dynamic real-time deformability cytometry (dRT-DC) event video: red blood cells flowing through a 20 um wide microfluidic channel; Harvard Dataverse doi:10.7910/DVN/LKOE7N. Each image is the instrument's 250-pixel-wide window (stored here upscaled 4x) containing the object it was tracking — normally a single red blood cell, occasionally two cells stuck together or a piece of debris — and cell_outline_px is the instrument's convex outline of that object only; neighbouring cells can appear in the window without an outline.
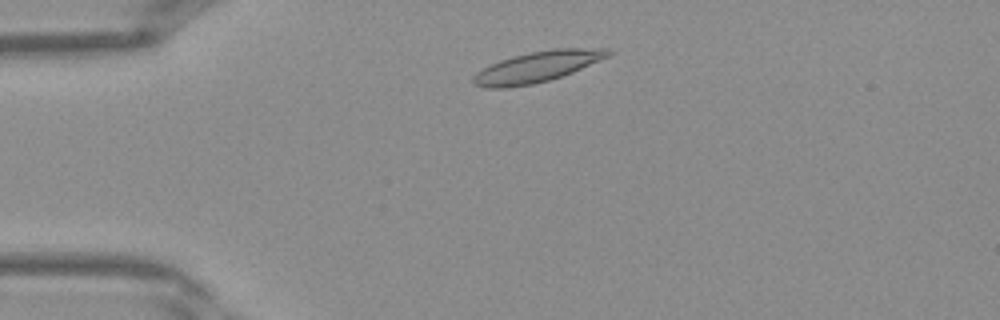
{"species": "Egyptian fruit bat (a non-hibernating species)", "species_latin": "Rousettus aegyptiacus", "temperature_condition": "warm", "stored_images_in_passage": 35, "camera_frame_rate_fps": 3000, "um_per_image_px": 0.085, "frame": {"image": 1, "passage_image": 4, "time_ms": 1.0, "image_size_px": [1000, 320], "cell_outline_px": [[616, 52], [608, 56], [572, 72], [548, 80], [532, 84], [508, 88], [488, 88], [472, 84], [472, 76], [476, 72], [500, 60], [512, 56], [532, 52], [556, 48], [608, 48]], "centroid_in_image_um": [45.65, 5.68], "position_along_channel_um": 39.4, "area_um2": 23.99}}
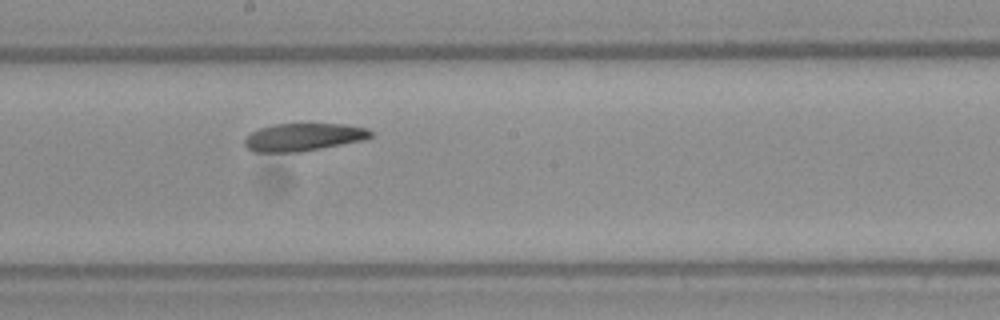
{"frame": {"image": 2, "passage_image": 17, "time_ms": 5.333, "image_size_px": [1000, 320], "cell_outline_px": [[372, 136], [364, 140], [300, 152], [252, 152], [244, 144], [244, 140], [252, 132], [260, 128], [272, 124], [344, 124], [368, 128], [372, 132]], "centroid_in_image_um": [25.8, 11.65], "position_along_channel_um": 222.4, "area_um2": 20.35}}
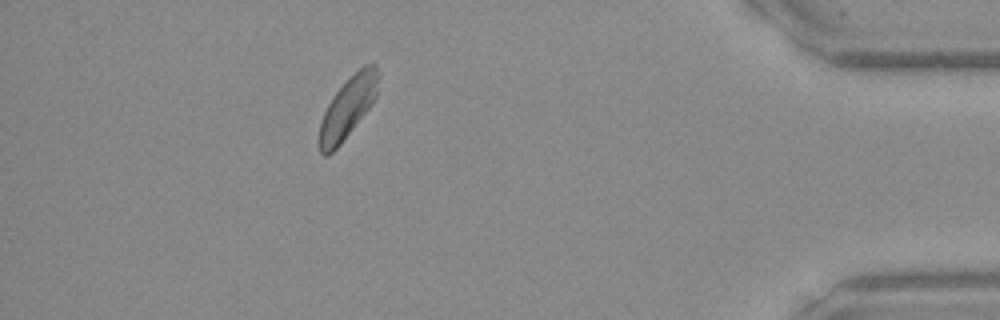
{"frame": {"image": 3, "passage_image": 31, "time_ms": 10.0, "image_size_px": [1000, 320], "cell_outline_px": [[380, 76], [376, 96], [372, 104], [340, 144], [328, 156], [324, 156], [320, 152], [316, 140], [320, 124], [324, 112], [332, 96], [364, 64], [376, 64], [380, 72]], "centroid_in_image_um": [29.55, 9.17], "position_along_channel_um": 405.7, "area_um2": 20.98}}